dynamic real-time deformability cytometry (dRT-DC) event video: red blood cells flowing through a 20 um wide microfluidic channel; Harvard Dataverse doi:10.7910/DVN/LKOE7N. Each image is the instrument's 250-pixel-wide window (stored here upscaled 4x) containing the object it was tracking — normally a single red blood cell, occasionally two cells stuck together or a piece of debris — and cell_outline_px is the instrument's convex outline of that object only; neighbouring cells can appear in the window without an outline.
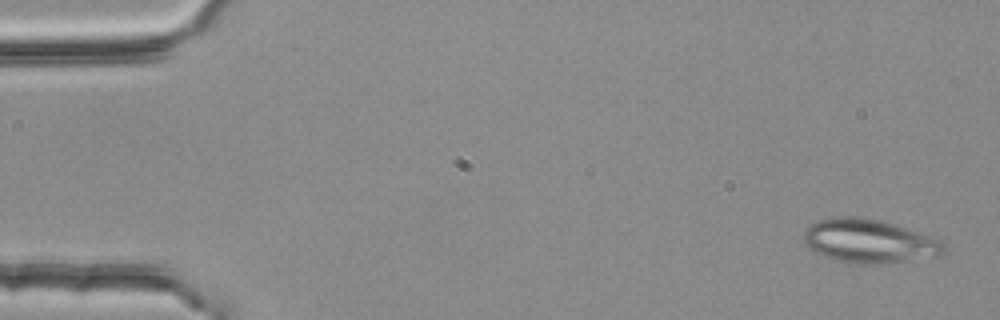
{"species": "common noctule bat (a hibernating species)", "species_latin": "Nyctalus noctula", "temperature_condition": "room temperature", "stored_images_in_passage": 5, "camera_frame_rate_fps": 3000, "um_per_image_px": 0.085, "animal": {"sex": "female", "body_mass_g": 25.1}, "frame": {"image": 1, "passage_image": 1, "time_ms": 0.0, "image_size_px": [1000, 320], "cell_outline_px": [[944, 252], [940, 256], [884, 264], [852, 264], [824, 256], [808, 248], [804, 244], [804, 232], [816, 220], [840, 216], [848, 216], [876, 220], [892, 224], [940, 240], [944, 244]], "centroid_in_image_um": [73.85, 20.52], "position_along_channel_um": 11.2, "area_um2": 35.32}}